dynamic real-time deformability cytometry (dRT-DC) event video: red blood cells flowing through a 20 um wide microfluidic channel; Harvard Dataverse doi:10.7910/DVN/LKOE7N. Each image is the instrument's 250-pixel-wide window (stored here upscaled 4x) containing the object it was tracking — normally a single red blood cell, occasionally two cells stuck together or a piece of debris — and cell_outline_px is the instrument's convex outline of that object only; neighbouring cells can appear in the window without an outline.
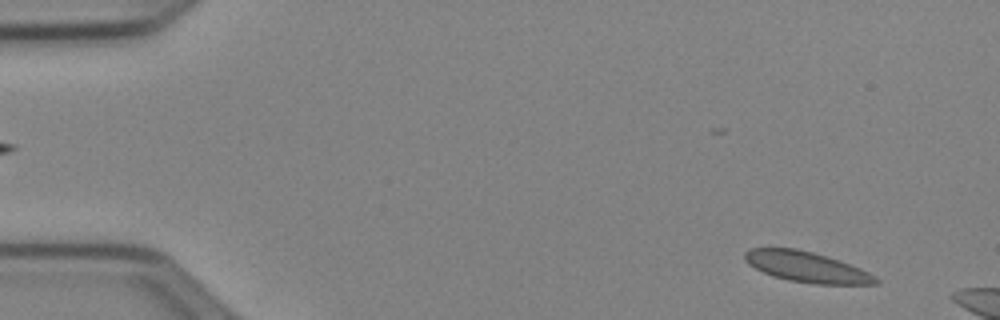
{"species": "Egyptian fruit bat (a non-hibernating species)", "species_latin": "Rousettus aegyptiacus", "temperature_condition": "cold", "stored_images_in_passage": 15, "camera_frame_rate_fps": 3000, "um_per_image_px": 0.085, "animal": {"sex": "female"}, "frame": {"image": 1, "passage_image": 4, "time_ms": 1.0, "image_size_px": [1000, 320], "cell_outline_px": [[880, 284], [816, 284], [788, 280], [772, 276], [748, 264], [744, 260], [744, 252], [752, 248], [796, 248], [812, 252], [860, 268], [876, 276], [880, 280]], "centroid_in_image_um": [68.56, 22.7], "position_along_channel_um": 16.4, "area_um2": 23.06}}